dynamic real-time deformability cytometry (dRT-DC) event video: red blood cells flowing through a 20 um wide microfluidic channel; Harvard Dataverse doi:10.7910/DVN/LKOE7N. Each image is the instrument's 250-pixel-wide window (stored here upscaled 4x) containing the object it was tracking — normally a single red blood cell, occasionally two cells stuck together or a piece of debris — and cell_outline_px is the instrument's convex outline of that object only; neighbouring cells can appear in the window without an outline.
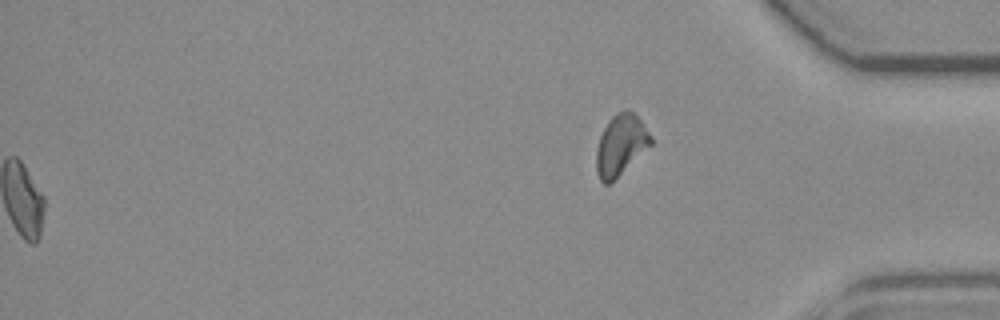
{"species": "common noctule bat (a hibernating species)", "species_latin": "Nyctalus noctula", "temperature_condition": "room temperature", "stored_images_in_passage": 41, "segment_of_instrument_passage": [2, 2], "camera_frame_rate_fps": 3000, "um_per_image_px": 0.085, "animal": {"sex": "female", "body_mass_g": 19.3, "forearm_length_mm": 54.1}, "frame": {"image": 1, "passage_image": 41, "time_ms": 13.333, "image_size_px": [1000, 320], "cell_outline_px": [[652, 144], [608, 184], [604, 184], [600, 180], [596, 172], [596, 148], [600, 136], [608, 120], [612, 116], [628, 108], [640, 120], [652, 136]], "centroid_in_image_um": [52.74, 12.31], "position_along_channel_um": 382.5, "area_um2": 18.96}}